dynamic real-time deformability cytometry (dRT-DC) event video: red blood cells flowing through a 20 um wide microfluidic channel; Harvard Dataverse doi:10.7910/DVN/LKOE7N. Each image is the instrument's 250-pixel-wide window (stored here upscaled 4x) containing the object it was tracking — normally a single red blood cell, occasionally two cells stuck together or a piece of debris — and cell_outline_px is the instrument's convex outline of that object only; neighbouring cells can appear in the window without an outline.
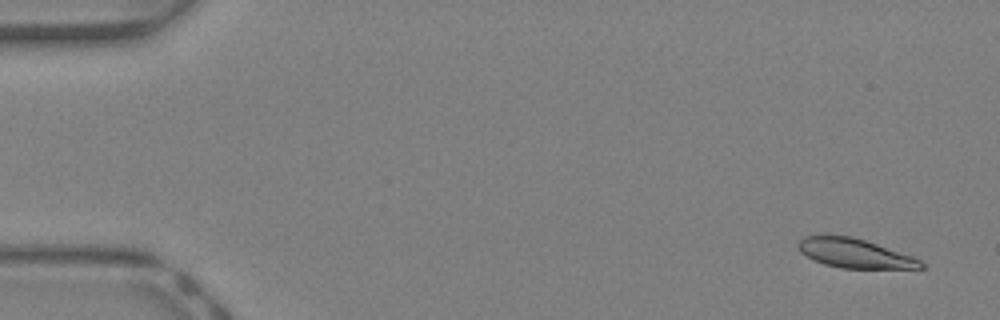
{"species": "Egyptian fruit bat (a non-hibernating species)", "species_latin": "Rousettus aegyptiacus", "temperature_condition": "warm", "stored_images_in_passage": 42, "camera_frame_rate_fps": 3000, "um_per_image_px": 0.085, "animal": {"sex": "female"}, "frame": {"image": 1, "passage_image": 3, "time_ms": 0.667, "image_size_px": [1000, 320], "cell_outline_px": [[924, 268], [840, 268], [824, 264], [800, 252], [796, 244], [804, 236], [852, 236], [912, 256], [920, 260], [924, 264]], "centroid_in_image_um": [72.63, 21.53], "position_along_channel_um": 12.4, "area_um2": 20.46}}
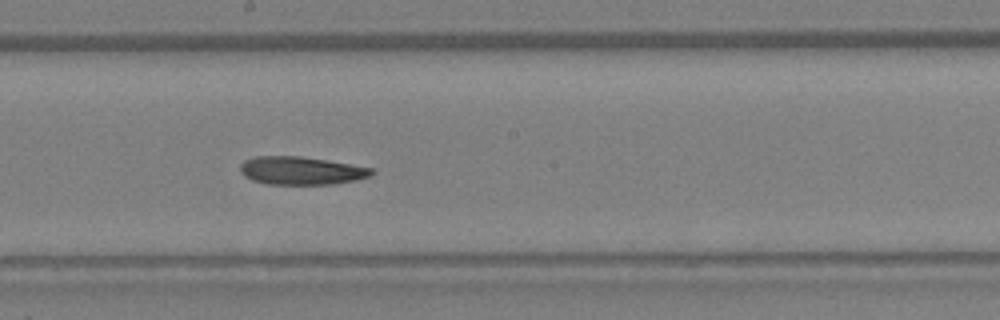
{"frame": {"image": 2, "passage_image": 24, "time_ms": 7.667, "image_size_px": [1000, 320], "cell_outline_px": [[376, 172], [372, 176], [356, 180], [332, 184], [268, 184], [252, 180], [244, 176], [240, 172], [240, 164], [244, 160], [256, 156], [300, 156], [372, 168]], "centroid_in_image_um": [25.58, 14.51], "position_along_channel_um": 222.6, "area_um2": 21.44}}
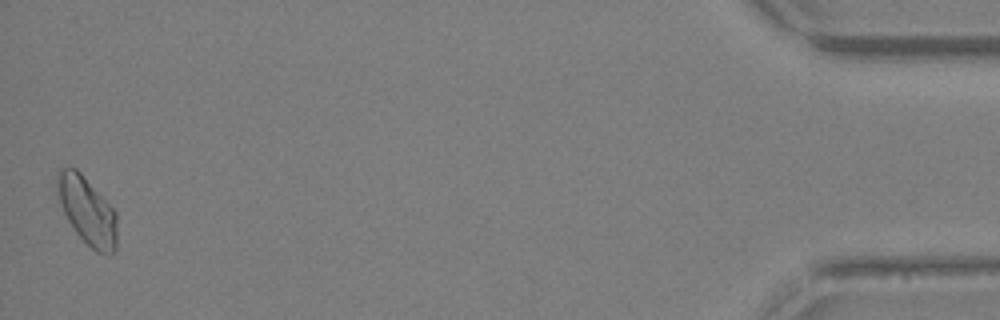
{"frame": {"image": 3, "passage_image": 42, "time_ms": 13.667, "image_size_px": [1000, 320], "cell_outline_px": [[116, 248], [112, 256], [96, 252], [76, 232], [68, 220], [64, 212], [56, 188], [56, 176], [60, 168], [76, 168], [80, 172], [116, 212]], "centroid_in_image_um": [7.41, 17.93], "position_along_channel_um": 427.8, "area_um2": 23.24}}